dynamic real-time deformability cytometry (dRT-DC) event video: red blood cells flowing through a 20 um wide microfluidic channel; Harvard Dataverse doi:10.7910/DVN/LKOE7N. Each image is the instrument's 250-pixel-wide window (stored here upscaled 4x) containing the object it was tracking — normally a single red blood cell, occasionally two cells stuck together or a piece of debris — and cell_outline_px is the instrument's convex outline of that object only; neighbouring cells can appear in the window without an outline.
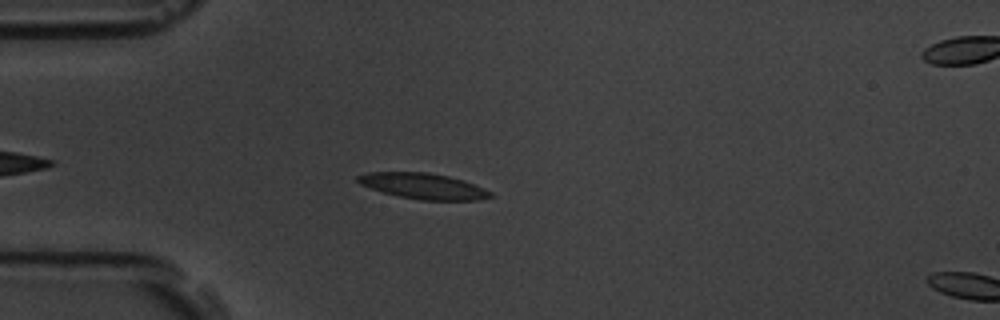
{"species": "common noctule bat (a hibernating species)", "species_latin": "Nyctalus noctula", "temperature_condition": "room temperature", "stored_images_in_passage": 45, "camera_frame_rate_fps": 3000, "um_per_image_px": 0.085, "animal": {"sex": "male", "body_mass_g": 19.5, "forearm_length_mm": 54.6}, "frame": {"image": 1, "passage_image": 8, "time_ms": 2.333, "image_size_px": [1000, 320], "cell_outline_px": [[496, 196], [476, 200], [420, 200], [400, 196], [384, 192], [360, 184], [356, 180], [356, 176], [368, 172], [428, 172], [448, 176], [484, 188], [492, 192]], "centroid_in_image_um": [35.98, 15.81], "position_along_channel_um": 49.0, "area_um2": 19.71}}
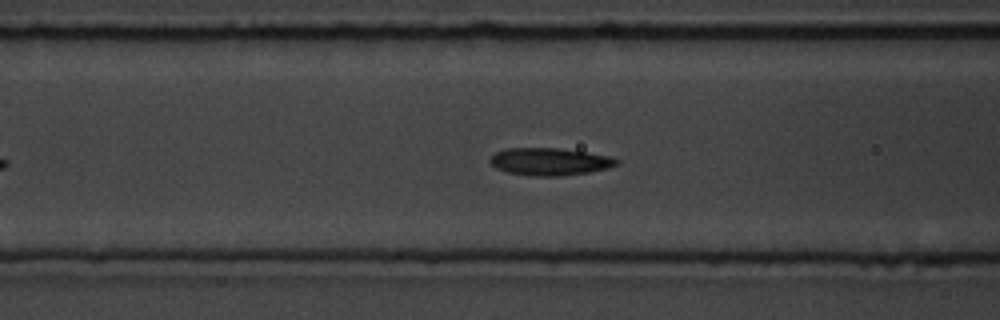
{"frame": {"image": 2, "passage_image": 15, "time_ms": 4.667, "image_size_px": [1000, 320], "cell_outline_px": [[620, 164], [608, 168], [588, 172], [560, 176], [532, 176], [508, 172], [496, 168], [488, 160], [496, 152], [508, 148], [560, 148], [612, 156], [620, 160]], "centroid_in_image_um": [46.77, 13.73], "position_along_channel_um": 119.8, "area_um2": 20.29}}
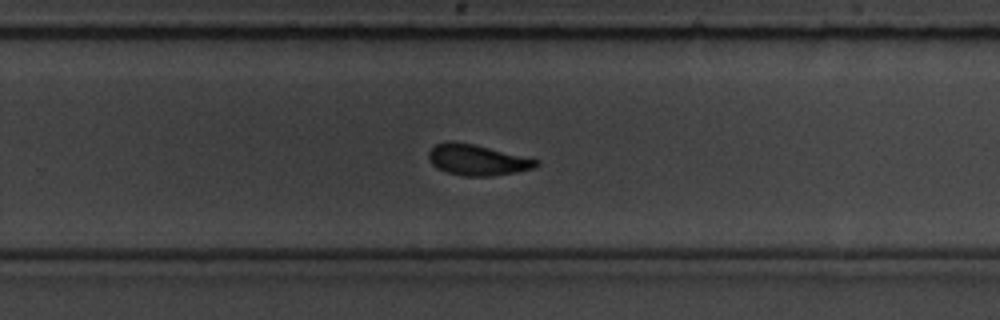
{"frame": {"image": 3, "passage_image": 29, "time_ms": 9.333, "image_size_px": [1000, 320], "cell_outline_px": [[540, 164], [532, 168], [516, 172], [492, 176], [464, 176], [448, 172], [436, 168], [428, 160], [428, 152], [436, 144], [448, 140], [452, 140], [472, 144], [540, 160]], "centroid_in_image_um": [40.53, 13.59], "position_along_channel_um": 289.3, "area_um2": 19.25}, "authors_computed_cell_mechanics": {"area_um2": 19.7676, "velocity_mm_per_s": 3.6399, "shape_relaxation_time_tau1_ms": 5.8911, "shape_relaxation_time_tau2_ms": 1.8756, "deformation_change_tau1": 0.1615, "deformation_change_tau2": 0.0745}}